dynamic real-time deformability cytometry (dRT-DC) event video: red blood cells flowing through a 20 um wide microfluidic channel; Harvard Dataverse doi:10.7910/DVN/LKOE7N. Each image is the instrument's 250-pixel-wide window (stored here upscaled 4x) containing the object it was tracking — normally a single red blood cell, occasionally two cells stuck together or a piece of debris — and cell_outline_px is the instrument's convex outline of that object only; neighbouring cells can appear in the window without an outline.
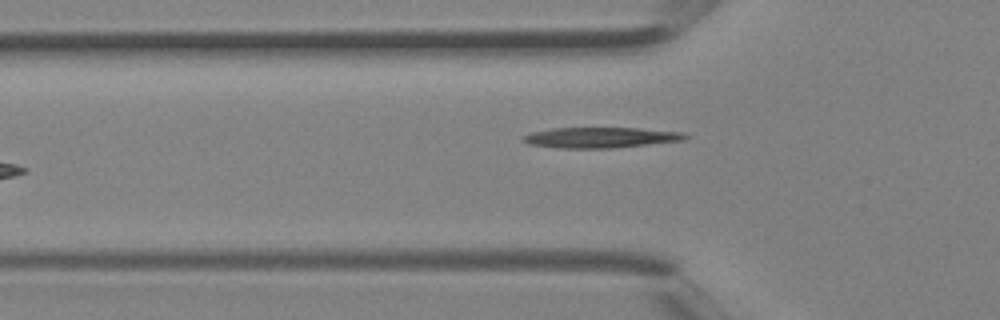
{"species": "Egyptian fruit bat (a non-hibernating species)", "species_latin": "Rousettus aegyptiacus", "temperature_condition": "room temperature", "stored_images_in_passage": 4, "camera_frame_rate_fps": 3000, "um_per_image_px": 0.085, "animal": {"sex": "female"}, "frame": {"image": 1, "passage_image": 4, "time_ms": 1.0, "image_size_px": [1000, 320], "cell_outline_px": [[688, 136], [684, 140], [612, 148], [560, 148], [528, 144], [524, 140], [524, 136], [532, 132], [552, 128], [636, 128], [684, 132]], "centroid_in_image_um": [51.06, 11.69], "position_along_channel_um": 74.7, "area_um2": 19.19}}